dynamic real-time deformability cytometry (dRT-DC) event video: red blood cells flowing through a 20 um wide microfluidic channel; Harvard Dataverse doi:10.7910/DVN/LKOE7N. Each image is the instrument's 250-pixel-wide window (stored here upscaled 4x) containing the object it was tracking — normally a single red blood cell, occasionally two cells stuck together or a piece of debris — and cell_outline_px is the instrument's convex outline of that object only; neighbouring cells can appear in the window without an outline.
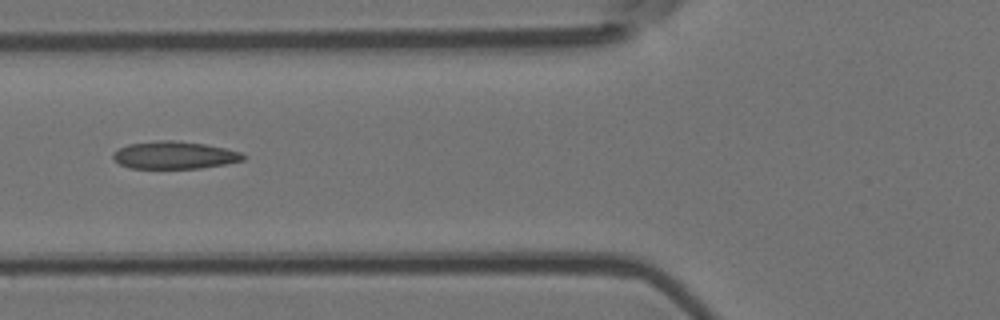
{"species": "Egyptian fruit bat (a non-hibernating species)", "species_latin": "Rousettus aegyptiacus", "temperature_condition": "room temperature", "stored_images_in_passage": 4, "camera_frame_rate_fps": 3000, "um_per_image_px": 0.085, "animal": {"sex": "female"}, "frame": {"image": 1, "passage_image": 4, "time_ms": 1.0, "image_size_px": [1000, 320], "cell_outline_px": [[248, 156], [244, 160], [224, 164], [200, 168], [128, 168], [120, 164], [112, 156], [112, 152], [128, 144], [160, 140], [172, 140], [204, 144], [224, 148], [240, 152]], "centroid_in_image_um": [14.82, 13.19], "position_along_channel_um": 111.0, "area_um2": 20.75}}